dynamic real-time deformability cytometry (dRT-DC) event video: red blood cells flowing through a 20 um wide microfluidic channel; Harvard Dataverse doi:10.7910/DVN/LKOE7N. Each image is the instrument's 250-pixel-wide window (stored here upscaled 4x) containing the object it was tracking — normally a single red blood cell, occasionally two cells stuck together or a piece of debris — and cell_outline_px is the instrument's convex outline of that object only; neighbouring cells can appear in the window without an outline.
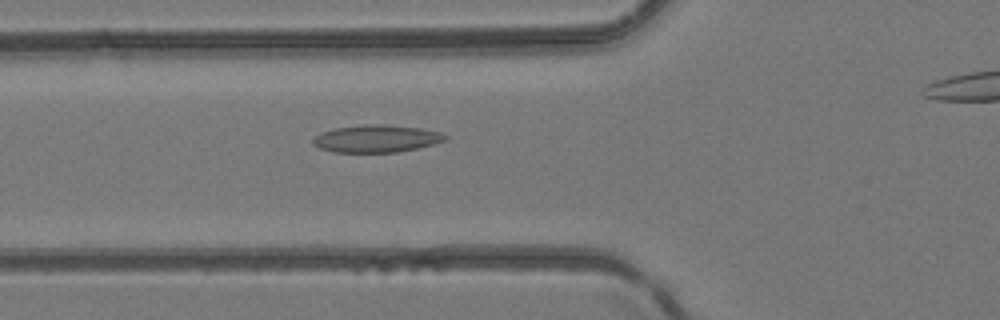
{"species": "common noctule bat (a hibernating species)", "species_latin": "Nyctalus noctula", "temperature_condition": "room temperature", "stored_images_in_passage": 36, "camera_frame_rate_fps": 3000, "um_per_image_px": 0.085, "animal": {"sex": "female", "body_mass_g": 24.6, "forearm_length_mm": 56.2}, "frame": {"image": 1, "passage_image": 11, "time_ms": 3.333, "image_size_px": [1000, 320], "cell_outline_px": [[448, 140], [400, 152], [332, 152], [320, 148], [312, 144], [312, 140], [320, 132], [336, 128], [364, 124], [380, 124], [420, 128], [440, 132], [448, 136]], "centroid_in_image_um": [31.99, 11.78], "position_along_channel_um": 93.8, "area_um2": 21.1}}
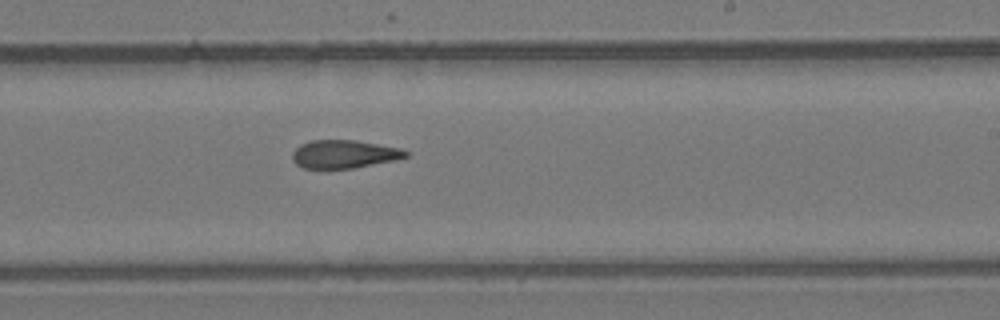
{"frame": {"image": 2, "passage_image": 22, "time_ms": 7.0, "image_size_px": [1000, 320], "cell_outline_px": [[408, 156], [396, 160], [352, 168], [304, 168], [296, 164], [292, 160], [292, 152], [300, 144], [312, 140], [356, 140], [400, 148], [408, 152]], "centroid_in_image_um": [29.23, 13.09], "position_along_channel_um": 259.8, "area_um2": 18.55}}
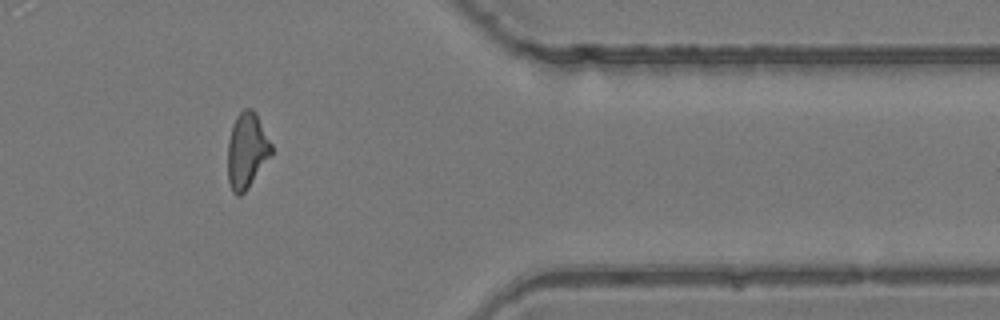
{"frame": {"image": 3, "passage_image": 32, "time_ms": 10.333, "image_size_px": [1000, 320], "cell_outline_px": [[272, 156], [248, 188], [240, 196], [236, 196], [232, 192], [228, 184], [228, 140], [236, 116], [244, 108], [252, 108], [256, 112], [272, 144]], "centroid_in_image_um": [20.99, 12.82], "position_along_channel_um": 390.4, "area_um2": 19.54}}